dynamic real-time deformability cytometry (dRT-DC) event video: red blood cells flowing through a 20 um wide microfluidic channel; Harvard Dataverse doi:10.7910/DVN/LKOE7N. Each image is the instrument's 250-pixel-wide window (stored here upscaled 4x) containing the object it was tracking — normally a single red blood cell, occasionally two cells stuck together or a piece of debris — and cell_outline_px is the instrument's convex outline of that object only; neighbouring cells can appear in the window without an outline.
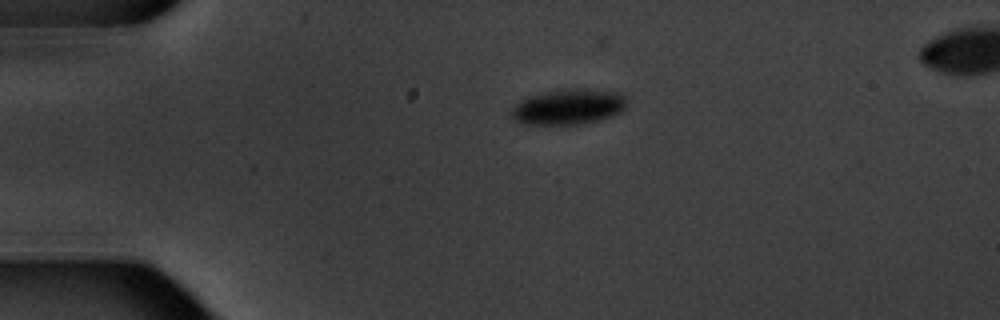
{"species": "common noctule bat (a hibernating species)", "species_latin": "Nyctalus noctula", "temperature_condition": "warm", "stored_images_in_passage": 3, "camera_frame_rate_fps": 3000, "um_per_image_px": 0.085, "animal": {"sex": "male", "body_mass_g": 20.1, "forearm_length_mm": 53.5}, "frame": {"image": 1, "passage_image": 1, "time_ms": 0.0, "image_size_px": [1000, 320], "cell_outline_px": [[624, 108], [620, 112], [612, 116], [600, 120], [584, 124], [524, 124], [516, 120], [512, 116], [512, 108], [520, 100], [532, 96], [548, 92], [572, 88], [584, 88], [616, 92], [624, 96]], "centroid_in_image_um": [48.33, 9.09], "position_along_channel_um": 36.7, "area_um2": 23.47}}